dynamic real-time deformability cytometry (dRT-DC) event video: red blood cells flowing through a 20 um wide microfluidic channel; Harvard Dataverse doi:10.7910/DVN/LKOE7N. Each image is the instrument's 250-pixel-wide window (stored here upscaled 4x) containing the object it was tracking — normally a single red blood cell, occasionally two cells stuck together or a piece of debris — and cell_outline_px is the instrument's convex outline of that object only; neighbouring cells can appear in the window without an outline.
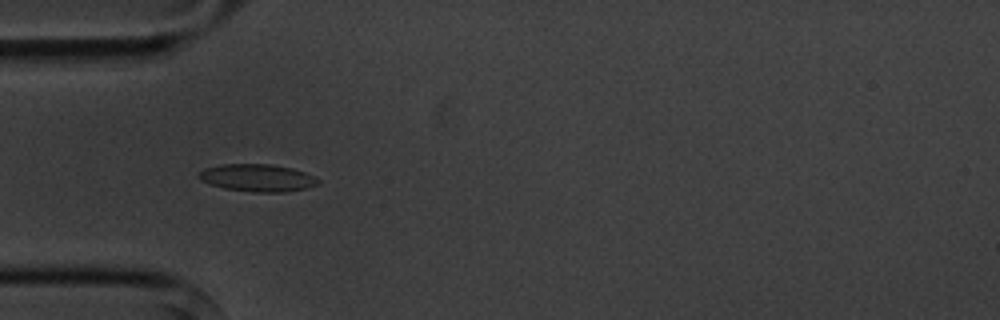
{"species": "common noctule bat (a hibernating species)", "species_latin": "Nyctalus noctula", "temperature_condition": "cold", "stored_images_in_passage": 4, "camera_frame_rate_fps": 3000, "um_per_image_px": 0.085, "animal": {"sex": "male", "body_mass_g": 20.1, "forearm_length_mm": 53.5}, "frame": {"image": 1, "passage_image": 4, "time_ms": 3.667, "image_size_px": [1000, 320], "cell_outline_px": [[320, 184], [308, 188], [284, 192], [252, 192], [224, 188], [208, 184], [200, 180], [196, 176], [204, 168], [220, 164], [272, 164], [292, 168], [304, 172], [320, 180]], "centroid_in_image_um": [21.86, 15.12], "position_along_channel_um": 63.1, "area_um2": 19.25}}